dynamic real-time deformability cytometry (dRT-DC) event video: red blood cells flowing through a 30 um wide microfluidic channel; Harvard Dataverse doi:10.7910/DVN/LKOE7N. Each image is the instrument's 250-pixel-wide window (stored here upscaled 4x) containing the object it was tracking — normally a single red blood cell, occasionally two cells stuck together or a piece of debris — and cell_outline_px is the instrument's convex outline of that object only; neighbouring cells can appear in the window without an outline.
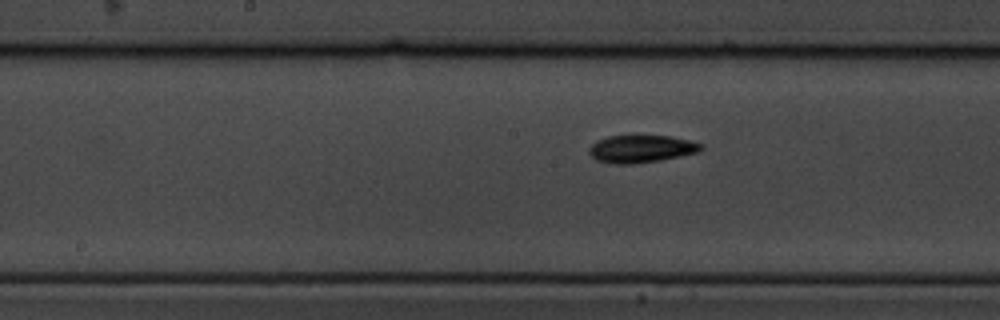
{"species": "common noctule bat (a hibernating species)", "species_latin": "Nyctalus noctula", "temperature_condition": "cold", "stored_images_in_passage": 8, "segment_of_instrument_passage": [2, 2], "camera_frame_rate_fps": 3000, "um_per_image_px": 0.085, "animal": {"sex": "male", "body_mass_g": 19.5, "forearm_length_mm": 54.6}, "frame": {"image": 1, "passage_image": 8, "time_ms": 2.333, "image_size_px": [1000, 320], "cell_outline_px": [[704, 148], [700, 152], [660, 160], [632, 164], [612, 164], [596, 160], [588, 152], [588, 148], [596, 140], [608, 136], [668, 136], [688, 140], [704, 144]], "centroid_in_image_um": [54.5, 12.66], "position_along_channel_um": 193.7, "area_um2": 18.03}}